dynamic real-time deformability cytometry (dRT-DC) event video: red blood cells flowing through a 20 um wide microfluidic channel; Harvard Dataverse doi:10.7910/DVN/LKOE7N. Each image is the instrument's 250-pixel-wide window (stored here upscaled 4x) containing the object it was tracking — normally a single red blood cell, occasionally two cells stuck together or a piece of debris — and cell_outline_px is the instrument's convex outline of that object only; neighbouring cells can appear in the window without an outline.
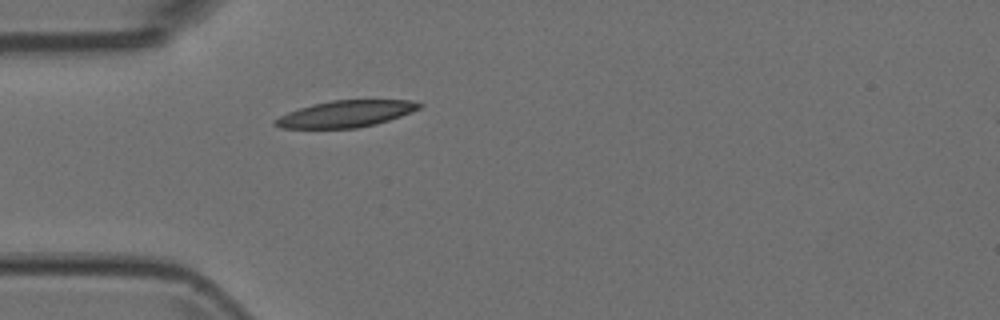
{"species": "Egyptian fruit bat (a non-hibernating species)", "species_latin": "Rousettus aegyptiacus", "temperature_condition": "room temperature", "stored_images_in_passage": 4, "camera_frame_rate_fps": 3000, "um_per_image_px": 0.085, "animal": {"sex": "female"}, "frame": {"image": 1, "passage_image": 4, "time_ms": 1.0, "image_size_px": [1000, 320], "cell_outline_px": [[424, 104], [420, 108], [412, 112], [376, 124], [356, 128], [280, 128], [272, 124], [272, 120], [288, 112], [312, 104], [332, 100], [412, 100]], "centroid_in_image_um": [29.38, 9.67], "position_along_channel_um": 55.6, "area_um2": 22.37}}